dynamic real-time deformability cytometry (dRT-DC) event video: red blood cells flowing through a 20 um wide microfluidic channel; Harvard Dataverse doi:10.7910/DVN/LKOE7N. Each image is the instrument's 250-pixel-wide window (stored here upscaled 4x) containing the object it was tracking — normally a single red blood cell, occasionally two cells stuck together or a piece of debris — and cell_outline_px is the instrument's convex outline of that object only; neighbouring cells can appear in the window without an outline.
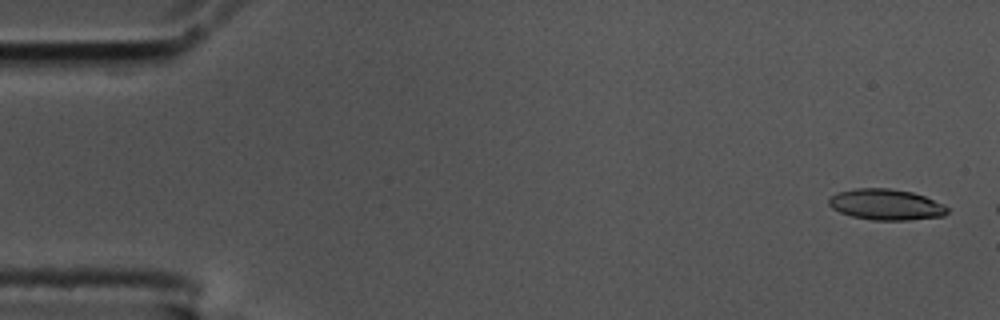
{"species": "common noctule bat (a hibernating species)", "species_latin": "Nyctalus noctula", "temperature_condition": "cold", "stored_images_in_passage": 5, "camera_frame_rate_fps": 3000, "um_per_image_px": 0.085, "animal": {"sex": "male", "body_mass_g": 17.5, "forearm_length_mm": 52.3}, "frame": {"image": 1, "passage_image": 1, "time_ms": 0.0, "image_size_px": [1000, 320], "cell_outline_px": [[948, 212], [944, 216], [908, 220], [872, 220], [852, 216], [840, 212], [832, 208], [828, 204], [828, 200], [832, 196], [840, 192], [856, 188], [888, 188], [912, 192], [924, 196], [944, 204], [948, 208]], "centroid_in_image_um": [75.33, 17.39], "position_along_channel_um": 9.7, "area_um2": 21.27}}